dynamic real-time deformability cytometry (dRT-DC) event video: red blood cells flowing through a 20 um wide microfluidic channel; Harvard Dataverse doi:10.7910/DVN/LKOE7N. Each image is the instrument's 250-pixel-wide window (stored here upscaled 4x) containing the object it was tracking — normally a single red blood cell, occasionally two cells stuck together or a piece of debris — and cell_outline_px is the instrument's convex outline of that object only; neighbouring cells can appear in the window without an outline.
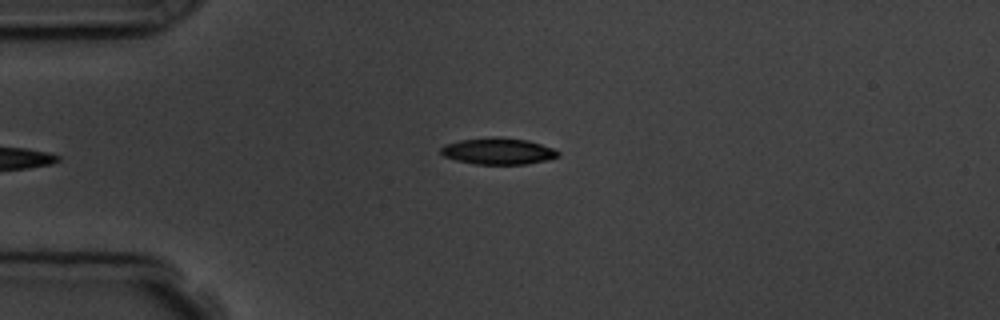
{"species": "common noctule bat (a hibernating species)", "species_latin": "Nyctalus noctula", "temperature_condition": "room temperature", "stored_images_in_passage": 6, "camera_frame_rate_fps": 3000, "um_per_image_px": 0.085, "animal": {"sex": "male", "body_mass_g": 19.5, "forearm_length_mm": 54.6}, "frame": {"image": 1, "passage_image": 6, "time_ms": 6.0, "image_size_px": [1000, 320], "cell_outline_px": [[560, 156], [544, 160], [524, 164], [476, 164], [456, 160], [444, 156], [440, 152], [440, 148], [444, 144], [460, 140], [496, 136], [500, 136], [528, 140], [552, 148], [560, 152]], "centroid_in_image_um": [42.31, 12.83], "position_along_channel_um": 42.7, "area_um2": 18.09}}